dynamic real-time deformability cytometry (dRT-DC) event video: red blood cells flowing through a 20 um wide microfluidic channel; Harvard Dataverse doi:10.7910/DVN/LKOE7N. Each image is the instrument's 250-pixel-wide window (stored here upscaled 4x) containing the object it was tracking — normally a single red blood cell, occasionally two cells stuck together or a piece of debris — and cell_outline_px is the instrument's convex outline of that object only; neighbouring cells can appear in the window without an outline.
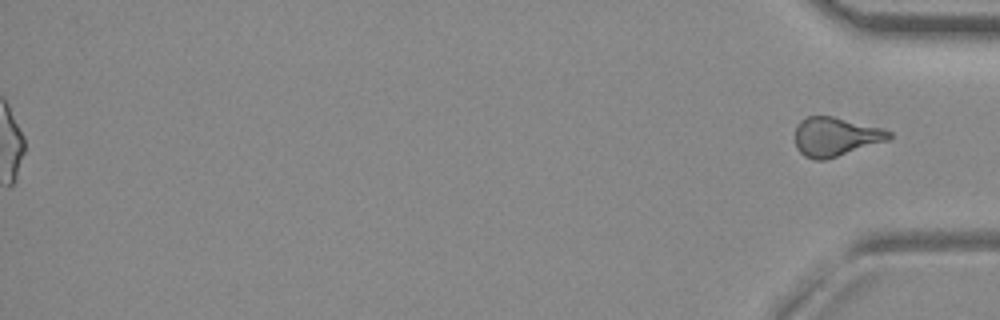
{"species": "common noctule bat (a hibernating species)", "species_latin": "Nyctalus noctula", "temperature_condition": "room temperature", "stored_images_in_passage": 52, "segment_of_instrument_passage": [2, 2], "camera_frame_rate_fps": 3000, "um_per_image_px": 0.085, "animal": {"sex": "female", "body_mass_g": 29.2, "forearm_length_mm": 56.3}, "frame": {"image": 1, "passage_image": 52, "time_ms": 17.0, "image_size_px": [1000, 320], "cell_outline_px": [[892, 136], [888, 140], [824, 160], [816, 160], [804, 156], [796, 148], [796, 124], [800, 120], [808, 116], [832, 116], [884, 128], [892, 132]], "centroid_in_image_um": [71.02, 11.6], "position_along_channel_um": 364.2, "area_um2": 21.27}}